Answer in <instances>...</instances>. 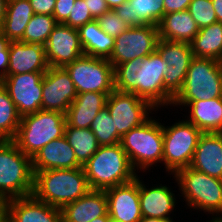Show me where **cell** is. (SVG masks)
<instances>
[{"mask_svg":"<svg viewBox=\"0 0 222 222\" xmlns=\"http://www.w3.org/2000/svg\"><path fill=\"white\" fill-rule=\"evenodd\" d=\"M167 67L157 50L146 57L118 64L114 68L115 90L134 93L158 110L164 106Z\"/></svg>","mask_w":222,"mask_h":222,"instance_id":"cell-1","label":"cell"},{"mask_svg":"<svg viewBox=\"0 0 222 222\" xmlns=\"http://www.w3.org/2000/svg\"><path fill=\"white\" fill-rule=\"evenodd\" d=\"M33 173L32 195L59 209L91 190L83 167L33 171Z\"/></svg>","mask_w":222,"mask_h":222,"instance_id":"cell-2","label":"cell"},{"mask_svg":"<svg viewBox=\"0 0 222 222\" xmlns=\"http://www.w3.org/2000/svg\"><path fill=\"white\" fill-rule=\"evenodd\" d=\"M90 189L107 190L133 181L137 171L120 143L99 146L97 152L83 165Z\"/></svg>","mask_w":222,"mask_h":222,"instance_id":"cell-3","label":"cell"},{"mask_svg":"<svg viewBox=\"0 0 222 222\" xmlns=\"http://www.w3.org/2000/svg\"><path fill=\"white\" fill-rule=\"evenodd\" d=\"M32 160L13 140H0V203L32 195Z\"/></svg>","mask_w":222,"mask_h":222,"instance_id":"cell-4","label":"cell"},{"mask_svg":"<svg viewBox=\"0 0 222 222\" xmlns=\"http://www.w3.org/2000/svg\"><path fill=\"white\" fill-rule=\"evenodd\" d=\"M65 126L64 113L39 110L21 117L13 142L32 159L50 141L64 136Z\"/></svg>","mask_w":222,"mask_h":222,"instance_id":"cell-5","label":"cell"},{"mask_svg":"<svg viewBox=\"0 0 222 222\" xmlns=\"http://www.w3.org/2000/svg\"><path fill=\"white\" fill-rule=\"evenodd\" d=\"M222 97V62L211 58L194 57L181 91L173 99V106H184L195 100Z\"/></svg>","mask_w":222,"mask_h":222,"instance_id":"cell-6","label":"cell"},{"mask_svg":"<svg viewBox=\"0 0 222 222\" xmlns=\"http://www.w3.org/2000/svg\"><path fill=\"white\" fill-rule=\"evenodd\" d=\"M134 170L144 172L156 163H163L162 123L151 116L142 125L132 128L120 141Z\"/></svg>","mask_w":222,"mask_h":222,"instance_id":"cell-7","label":"cell"},{"mask_svg":"<svg viewBox=\"0 0 222 222\" xmlns=\"http://www.w3.org/2000/svg\"><path fill=\"white\" fill-rule=\"evenodd\" d=\"M190 208L217 216L222 215V179L193 168L179 169L173 176Z\"/></svg>","mask_w":222,"mask_h":222,"instance_id":"cell-8","label":"cell"},{"mask_svg":"<svg viewBox=\"0 0 222 222\" xmlns=\"http://www.w3.org/2000/svg\"><path fill=\"white\" fill-rule=\"evenodd\" d=\"M163 127V164L166 172L174 175L191 165L202 132L186 119ZM171 172V173H170Z\"/></svg>","mask_w":222,"mask_h":222,"instance_id":"cell-9","label":"cell"},{"mask_svg":"<svg viewBox=\"0 0 222 222\" xmlns=\"http://www.w3.org/2000/svg\"><path fill=\"white\" fill-rule=\"evenodd\" d=\"M63 68L73 81L77 94L115 90L114 67L108 59L84 54Z\"/></svg>","mask_w":222,"mask_h":222,"instance_id":"cell-10","label":"cell"},{"mask_svg":"<svg viewBox=\"0 0 222 222\" xmlns=\"http://www.w3.org/2000/svg\"><path fill=\"white\" fill-rule=\"evenodd\" d=\"M167 63L164 77V106H172L181 91L190 63L194 58L189 43L159 39L156 49Z\"/></svg>","mask_w":222,"mask_h":222,"instance_id":"cell-11","label":"cell"},{"mask_svg":"<svg viewBox=\"0 0 222 222\" xmlns=\"http://www.w3.org/2000/svg\"><path fill=\"white\" fill-rule=\"evenodd\" d=\"M159 39L158 26L129 27L115 37L114 48L108 60L115 68L118 64L146 57L156 51Z\"/></svg>","mask_w":222,"mask_h":222,"instance_id":"cell-12","label":"cell"},{"mask_svg":"<svg viewBox=\"0 0 222 222\" xmlns=\"http://www.w3.org/2000/svg\"><path fill=\"white\" fill-rule=\"evenodd\" d=\"M117 133L123 137L132 128L147 121L149 113L157 111L148 101L139 98L134 93L112 91L106 101Z\"/></svg>","mask_w":222,"mask_h":222,"instance_id":"cell-13","label":"cell"},{"mask_svg":"<svg viewBox=\"0 0 222 222\" xmlns=\"http://www.w3.org/2000/svg\"><path fill=\"white\" fill-rule=\"evenodd\" d=\"M44 74L30 72L7 75L0 81L2 86L8 91L21 117L41 110Z\"/></svg>","mask_w":222,"mask_h":222,"instance_id":"cell-14","label":"cell"},{"mask_svg":"<svg viewBox=\"0 0 222 222\" xmlns=\"http://www.w3.org/2000/svg\"><path fill=\"white\" fill-rule=\"evenodd\" d=\"M41 110L67 113L77 92L68 72L62 67H49L42 81Z\"/></svg>","mask_w":222,"mask_h":222,"instance_id":"cell-15","label":"cell"},{"mask_svg":"<svg viewBox=\"0 0 222 222\" xmlns=\"http://www.w3.org/2000/svg\"><path fill=\"white\" fill-rule=\"evenodd\" d=\"M84 55L78 29L58 23L45 44V57L49 67H64Z\"/></svg>","mask_w":222,"mask_h":222,"instance_id":"cell-16","label":"cell"},{"mask_svg":"<svg viewBox=\"0 0 222 222\" xmlns=\"http://www.w3.org/2000/svg\"><path fill=\"white\" fill-rule=\"evenodd\" d=\"M139 177L105 190L111 221L139 222L143 216L139 200Z\"/></svg>","mask_w":222,"mask_h":222,"instance_id":"cell-17","label":"cell"},{"mask_svg":"<svg viewBox=\"0 0 222 222\" xmlns=\"http://www.w3.org/2000/svg\"><path fill=\"white\" fill-rule=\"evenodd\" d=\"M6 222H62L61 209L38 200L33 195L3 203Z\"/></svg>","mask_w":222,"mask_h":222,"instance_id":"cell-18","label":"cell"},{"mask_svg":"<svg viewBox=\"0 0 222 222\" xmlns=\"http://www.w3.org/2000/svg\"><path fill=\"white\" fill-rule=\"evenodd\" d=\"M8 75L39 72L45 73L49 66L45 46L40 44L10 41Z\"/></svg>","mask_w":222,"mask_h":222,"instance_id":"cell-19","label":"cell"},{"mask_svg":"<svg viewBox=\"0 0 222 222\" xmlns=\"http://www.w3.org/2000/svg\"><path fill=\"white\" fill-rule=\"evenodd\" d=\"M190 167L222 179V133L201 134Z\"/></svg>","mask_w":222,"mask_h":222,"instance_id":"cell-20","label":"cell"},{"mask_svg":"<svg viewBox=\"0 0 222 222\" xmlns=\"http://www.w3.org/2000/svg\"><path fill=\"white\" fill-rule=\"evenodd\" d=\"M31 160L33 171L83 167L65 136L50 141Z\"/></svg>","mask_w":222,"mask_h":222,"instance_id":"cell-21","label":"cell"},{"mask_svg":"<svg viewBox=\"0 0 222 222\" xmlns=\"http://www.w3.org/2000/svg\"><path fill=\"white\" fill-rule=\"evenodd\" d=\"M139 178V200L143 217L172 219L170 213L174 212L176 197L166 185H157L148 188Z\"/></svg>","mask_w":222,"mask_h":222,"instance_id":"cell-22","label":"cell"},{"mask_svg":"<svg viewBox=\"0 0 222 222\" xmlns=\"http://www.w3.org/2000/svg\"><path fill=\"white\" fill-rule=\"evenodd\" d=\"M61 212L62 222H90L108 212L106 193L91 189L86 195L65 205Z\"/></svg>","mask_w":222,"mask_h":222,"instance_id":"cell-23","label":"cell"},{"mask_svg":"<svg viewBox=\"0 0 222 222\" xmlns=\"http://www.w3.org/2000/svg\"><path fill=\"white\" fill-rule=\"evenodd\" d=\"M164 0H128L114 10L129 27L158 26L164 15Z\"/></svg>","mask_w":222,"mask_h":222,"instance_id":"cell-24","label":"cell"},{"mask_svg":"<svg viewBox=\"0 0 222 222\" xmlns=\"http://www.w3.org/2000/svg\"><path fill=\"white\" fill-rule=\"evenodd\" d=\"M110 93L84 92L77 94L75 100L68 108L66 123L70 127L90 128L92 121L106 106L107 97Z\"/></svg>","mask_w":222,"mask_h":222,"instance_id":"cell-25","label":"cell"},{"mask_svg":"<svg viewBox=\"0 0 222 222\" xmlns=\"http://www.w3.org/2000/svg\"><path fill=\"white\" fill-rule=\"evenodd\" d=\"M186 106L190 108L186 120L202 133H222V97L195 100Z\"/></svg>","mask_w":222,"mask_h":222,"instance_id":"cell-26","label":"cell"},{"mask_svg":"<svg viewBox=\"0 0 222 222\" xmlns=\"http://www.w3.org/2000/svg\"><path fill=\"white\" fill-rule=\"evenodd\" d=\"M158 31L160 39L190 43L199 28L188 10H183L164 14L158 24Z\"/></svg>","mask_w":222,"mask_h":222,"instance_id":"cell-27","label":"cell"},{"mask_svg":"<svg viewBox=\"0 0 222 222\" xmlns=\"http://www.w3.org/2000/svg\"><path fill=\"white\" fill-rule=\"evenodd\" d=\"M80 43L85 55L108 59L115 44V37L103 31L97 20L78 29Z\"/></svg>","mask_w":222,"mask_h":222,"instance_id":"cell-28","label":"cell"},{"mask_svg":"<svg viewBox=\"0 0 222 222\" xmlns=\"http://www.w3.org/2000/svg\"><path fill=\"white\" fill-rule=\"evenodd\" d=\"M34 15L29 0H8L5 18L0 31L10 41H20L25 28Z\"/></svg>","mask_w":222,"mask_h":222,"instance_id":"cell-29","label":"cell"},{"mask_svg":"<svg viewBox=\"0 0 222 222\" xmlns=\"http://www.w3.org/2000/svg\"><path fill=\"white\" fill-rule=\"evenodd\" d=\"M189 44L194 57L222 62V23L216 22L199 29Z\"/></svg>","mask_w":222,"mask_h":222,"instance_id":"cell-30","label":"cell"},{"mask_svg":"<svg viewBox=\"0 0 222 222\" xmlns=\"http://www.w3.org/2000/svg\"><path fill=\"white\" fill-rule=\"evenodd\" d=\"M64 136L73 148L77 161L83 166L98 150L99 143L90 128L65 126Z\"/></svg>","mask_w":222,"mask_h":222,"instance_id":"cell-31","label":"cell"},{"mask_svg":"<svg viewBox=\"0 0 222 222\" xmlns=\"http://www.w3.org/2000/svg\"><path fill=\"white\" fill-rule=\"evenodd\" d=\"M21 116L11 100L8 91L0 83V140H13Z\"/></svg>","mask_w":222,"mask_h":222,"instance_id":"cell-32","label":"cell"},{"mask_svg":"<svg viewBox=\"0 0 222 222\" xmlns=\"http://www.w3.org/2000/svg\"><path fill=\"white\" fill-rule=\"evenodd\" d=\"M58 23L50 15L34 14L27 24L20 42L40 44L45 46L49 35Z\"/></svg>","mask_w":222,"mask_h":222,"instance_id":"cell-33","label":"cell"},{"mask_svg":"<svg viewBox=\"0 0 222 222\" xmlns=\"http://www.w3.org/2000/svg\"><path fill=\"white\" fill-rule=\"evenodd\" d=\"M90 129L96 136L100 146L120 143L121 136L117 133L115 123L107 106L103 107L92 121Z\"/></svg>","mask_w":222,"mask_h":222,"instance_id":"cell-34","label":"cell"},{"mask_svg":"<svg viewBox=\"0 0 222 222\" xmlns=\"http://www.w3.org/2000/svg\"><path fill=\"white\" fill-rule=\"evenodd\" d=\"M187 10L199 29L218 22L211 0H191Z\"/></svg>","mask_w":222,"mask_h":222,"instance_id":"cell-35","label":"cell"},{"mask_svg":"<svg viewBox=\"0 0 222 222\" xmlns=\"http://www.w3.org/2000/svg\"><path fill=\"white\" fill-rule=\"evenodd\" d=\"M97 21L101 29L113 37L119 36L129 28L125 21L117 15L115 10L111 9L103 13Z\"/></svg>","mask_w":222,"mask_h":222,"instance_id":"cell-36","label":"cell"},{"mask_svg":"<svg viewBox=\"0 0 222 222\" xmlns=\"http://www.w3.org/2000/svg\"><path fill=\"white\" fill-rule=\"evenodd\" d=\"M93 20L95 19L92 17L87 7V2L84 0H75V3L70 11V15L63 24L75 29H79L81 26L92 22Z\"/></svg>","mask_w":222,"mask_h":222,"instance_id":"cell-37","label":"cell"},{"mask_svg":"<svg viewBox=\"0 0 222 222\" xmlns=\"http://www.w3.org/2000/svg\"><path fill=\"white\" fill-rule=\"evenodd\" d=\"M74 3L75 0H56L52 16L57 23H64L68 19Z\"/></svg>","mask_w":222,"mask_h":222,"instance_id":"cell-38","label":"cell"},{"mask_svg":"<svg viewBox=\"0 0 222 222\" xmlns=\"http://www.w3.org/2000/svg\"><path fill=\"white\" fill-rule=\"evenodd\" d=\"M34 14H44L52 16L56 0H29Z\"/></svg>","mask_w":222,"mask_h":222,"instance_id":"cell-39","label":"cell"},{"mask_svg":"<svg viewBox=\"0 0 222 222\" xmlns=\"http://www.w3.org/2000/svg\"><path fill=\"white\" fill-rule=\"evenodd\" d=\"M92 17L97 20L103 13L110 10L105 0H84Z\"/></svg>","mask_w":222,"mask_h":222,"instance_id":"cell-40","label":"cell"},{"mask_svg":"<svg viewBox=\"0 0 222 222\" xmlns=\"http://www.w3.org/2000/svg\"><path fill=\"white\" fill-rule=\"evenodd\" d=\"M191 0H164V14L187 10Z\"/></svg>","mask_w":222,"mask_h":222,"instance_id":"cell-41","label":"cell"},{"mask_svg":"<svg viewBox=\"0 0 222 222\" xmlns=\"http://www.w3.org/2000/svg\"><path fill=\"white\" fill-rule=\"evenodd\" d=\"M9 45L0 53V81L8 75Z\"/></svg>","mask_w":222,"mask_h":222,"instance_id":"cell-42","label":"cell"},{"mask_svg":"<svg viewBox=\"0 0 222 222\" xmlns=\"http://www.w3.org/2000/svg\"><path fill=\"white\" fill-rule=\"evenodd\" d=\"M215 10L217 21L222 23V0H211Z\"/></svg>","mask_w":222,"mask_h":222,"instance_id":"cell-43","label":"cell"},{"mask_svg":"<svg viewBox=\"0 0 222 222\" xmlns=\"http://www.w3.org/2000/svg\"><path fill=\"white\" fill-rule=\"evenodd\" d=\"M8 0H0V26L5 18Z\"/></svg>","mask_w":222,"mask_h":222,"instance_id":"cell-44","label":"cell"},{"mask_svg":"<svg viewBox=\"0 0 222 222\" xmlns=\"http://www.w3.org/2000/svg\"><path fill=\"white\" fill-rule=\"evenodd\" d=\"M111 10H114L116 7H119L128 0H105Z\"/></svg>","mask_w":222,"mask_h":222,"instance_id":"cell-45","label":"cell"},{"mask_svg":"<svg viewBox=\"0 0 222 222\" xmlns=\"http://www.w3.org/2000/svg\"><path fill=\"white\" fill-rule=\"evenodd\" d=\"M10 43V40L0 31V53L3 51Z\"/></svg>","mask_w":222,"mask_h":222,"instance_id":"cell-46","label":"cell"},{"mask_svg":"<svg viewBox=\"0 0 222 222\" xmlns=\"http://www.w3.org/2000/svg\"><path fill=\"white\" fill-rule=\"evenodd\" d=\"M139 222H176L173 221V219H158V218H147V217H143Z\"/></svg>","mask_w":222,"mask_h":222,"instance_id":"cell-47","label":"cell"},{"mask_svg":"<svg viewBox=\"0 0 222 222\" xmlns=\"http://www.w3.org/2000/svg\"><path fill=\"white\" fill-rule=\"evenodd\" d=\"M110 221H111V219H110V216L108 215V212H107L104 216L94 218L90 222H110Z\"/></svg>","mask_w":222,"mask_h":222,"instance_id":"cell-48","label":"cell"},{"mask_svg":"<svg viewBox=\"0 0 222 222\" xmlns=\"http://www.w3.org/2000/svg\"><path fill=\"white\" fill-rule=\"evenodd\" d=\"M0 222H6V211L3 203H0Z\"/></svg>","mask_w":222,"mask_h":222,"instance_id":"cell-49","label":"cell"},{"mask_svg":"<svg viewBox=\"0 0 222 222\" xmlns=\"http://www.w3.org/2000/svg\"><path fill=\"white\" fill-rule=\"evenodd\" d=\"M208 222H222V216H213V218Z\"/></svg>","mask_w":222,"mask_h":222,"instance_id":"cell-50","label":"cell"}]
</instances>
